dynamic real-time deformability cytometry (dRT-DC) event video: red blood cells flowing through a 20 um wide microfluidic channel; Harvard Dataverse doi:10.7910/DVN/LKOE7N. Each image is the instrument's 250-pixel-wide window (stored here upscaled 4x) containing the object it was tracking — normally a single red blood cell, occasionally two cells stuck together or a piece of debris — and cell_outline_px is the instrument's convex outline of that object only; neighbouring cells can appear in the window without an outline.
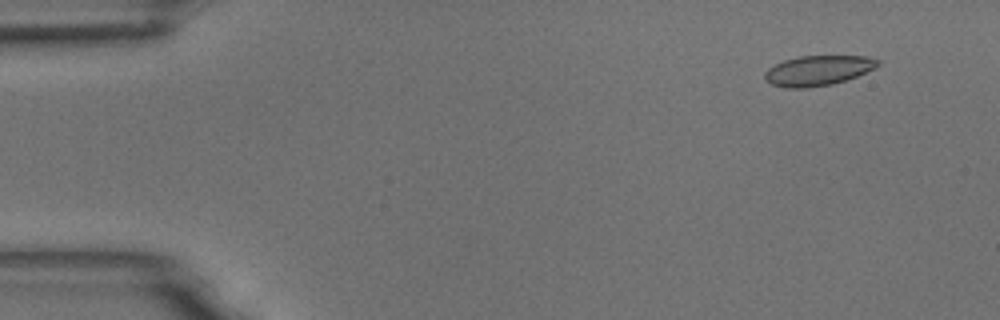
{"species": "common noctule bat (a hibernating species)", "species_latin": "Nyctalus noctula", "temperature_condition": "room temperature", "stored_images_in_passage": 7, "camera_frame_rate_fps": 3000, "um_per_image_px": 0.085, "animal": {"sex": "male", "body_mass_g": 18.8}, "frame": {"image": 1, "passage_image": 2, "time_ms": 0.333, "image_size_px": [1000, 320], "cell_outline_px": [[880, 64], [876, 68], [856, 76], [832, 84], [808, 88], [784, 88], [772, 84], [764, 80], [764, 72], [768, 68], [784, 60], [800, 56], [868, 56], [880, 60]], "centroid_in_image_um": [69.52, 6.0], "position_along_channel_um": 15.5, "area_um2": 19.88}}
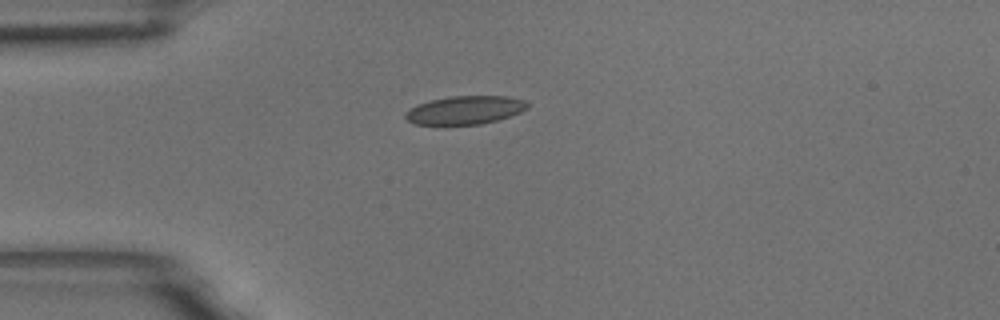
{"frame": {"image": 2, "passage_image": 5, "time_ms": 1.333, "image_size_px": [1000, 320], "cell_outline_px": [[528, 108], [520, 112], [496, 120], [480, 124], [444, 128], [416, 124], [408, 120], [404, 116], [404, 112], [416, 104], [448, 96], [508, 96], [524, 100], [528, 104]], "centroid_in_image_um": [39.44, 9.4], "position_along_channel_um": 45.6, "area_um2": 20.92}}